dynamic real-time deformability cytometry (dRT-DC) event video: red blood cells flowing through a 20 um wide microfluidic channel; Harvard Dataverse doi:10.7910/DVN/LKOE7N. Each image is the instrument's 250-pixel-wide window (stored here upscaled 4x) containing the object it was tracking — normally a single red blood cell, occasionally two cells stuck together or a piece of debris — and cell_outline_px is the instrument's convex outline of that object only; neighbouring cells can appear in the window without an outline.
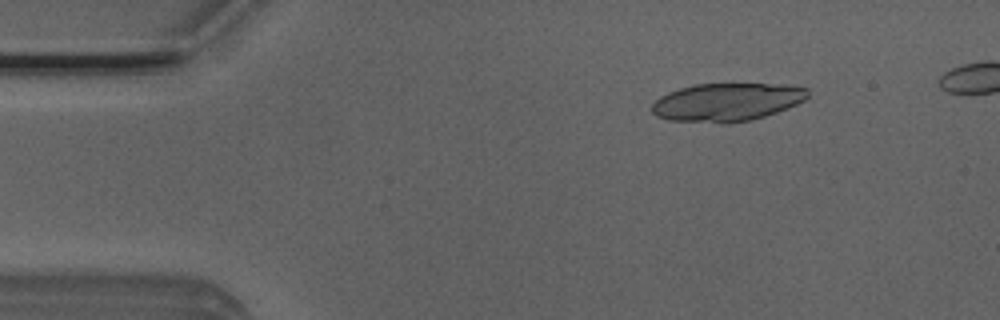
{"species": "Egyptian fruit bat (a non-hibernating species)", "species_latin": "Rousettus aegyptiacus", "temperature_condition": "room temperature", "stored_images_in_passage": 6, "camera_frame_rate_fps": 3000, "um_per_image_px": 0.085, "animal": {"sex": "male"}, "frame": {"image": 1, "passage_image": 2, "time_ms": 0.333, "image_size_px": [1000, 320], "cell_outline_px": [[808, 96], [804, 100], [788, 108], [752, 120], [728, 124], [720, 124], [668, 120], [656, 116], [652, 112], [652, 104], [660, 96], [668, 92], [680, 88], [696, 84], [784, 84], [808, 88]], "centroid_in_image_um": [61.77, 8.69], "position_along_channel_um": 23.2, "area_um2": 34.91}}